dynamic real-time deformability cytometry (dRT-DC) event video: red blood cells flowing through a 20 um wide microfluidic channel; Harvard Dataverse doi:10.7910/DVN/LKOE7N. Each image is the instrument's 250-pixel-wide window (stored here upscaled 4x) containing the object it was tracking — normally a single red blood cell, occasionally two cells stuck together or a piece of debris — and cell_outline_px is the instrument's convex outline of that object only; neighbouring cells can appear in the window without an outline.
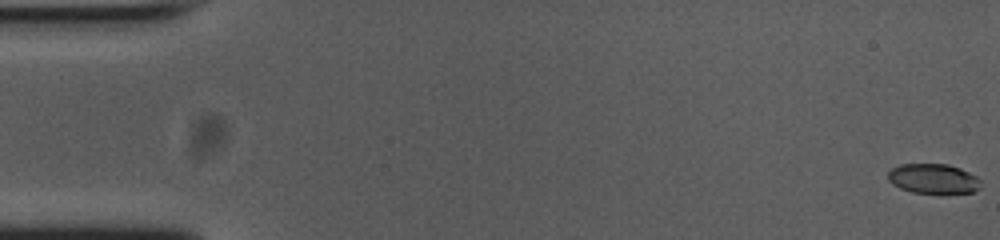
{"species": "common noctule bat (a hibernating species)", "species_latin": "Nyctalus noctula", "temperature_condition": "cold", "stored_images_in_passage": 43, "camera_frame_rate_fps": 3000, "um_per_image_px": 0.085, "animal": {"sex": "female", "body_mass_g": 23.0, "forearm_length_mm": 53.4}, "frame": {"image": 1, "passage_image": 1, "time_ms": 0.0, "image_size_px": [1000, 240], "cell_outline_px": [[980, 188], [972, 192], [912, 192], [900, 188], [892, 184], [888, 180], [888, 172], [892, 168], [900, 164], [948, 164], [960, 168], [976, 176], [980, 180]], "centroid_in_image_um": [79.31, 15.17], "position_along_channel_um": 5.7, "area_um2": 15.9}}
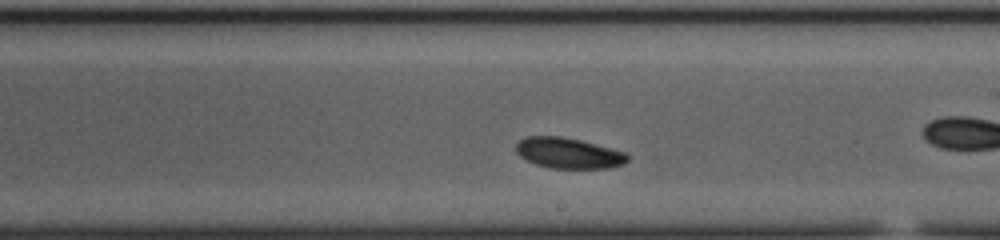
{"frame": {"image": 2, "passage_image": 29, "time_ms": 9.333, "image_size_px": [1000, 240], "cell_outline_px": [[628, 160], [624, 164], [608, 168], [548, 168], [536, 164], [520, 156], [516, 152], [516, 144], [524, 136], [560, 136], [580, 140], [624, 152], [628, 156]], "centroid_in_image_um": [48.29, 13.01], "position_along_channel_um": 240.7, "area_um2": 19.77}}
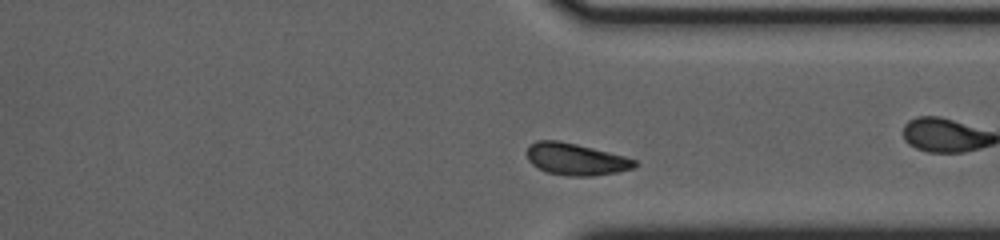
{"frame": {"image": 3, "passage_image": 39, "time_ms": 12.667, "image_size_px": [1000, 240], "cell_outline_px": [[640, 164], [636, 168], [620, 172], [592, 176], [564, 176], [548, 172], [532, 164], [528, 160], [528, 144], [536, 140], [556, 140], [576, 144], [624, 156], [636, 160]], "centroid_in_image_um": [48.99, 13.54], "position_along_channel_um": 362.4, "area_um2": 20.11}, "authors_computed_cell_mechanics": {"area_um2": 19.7676, "velocity_mm_per_s": 3.6418, "shape_relaxation_time_tau1_ms": 5.2848, "shape_relaxation_time_tau2_ms": null, "deformation_change_tau1": 0.1353, "deformation_change_tau2": null}}